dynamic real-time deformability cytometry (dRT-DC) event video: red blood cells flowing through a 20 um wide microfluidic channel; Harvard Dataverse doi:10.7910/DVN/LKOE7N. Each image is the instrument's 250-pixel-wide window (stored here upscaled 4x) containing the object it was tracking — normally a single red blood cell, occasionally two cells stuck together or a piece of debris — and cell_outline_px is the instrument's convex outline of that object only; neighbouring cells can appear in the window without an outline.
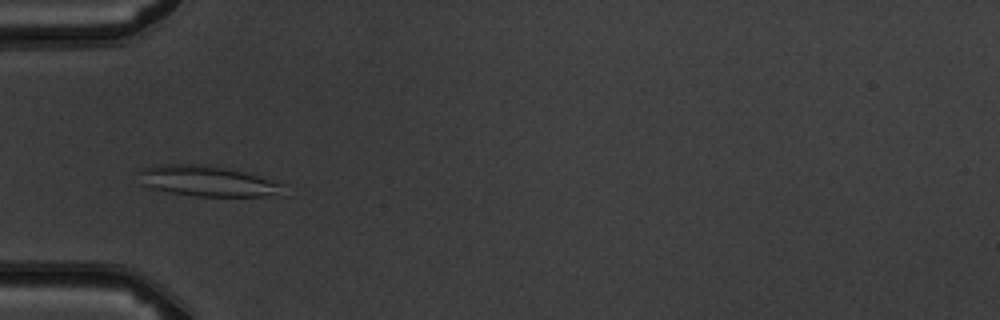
{"species": "common noctule bat (a hibernating species)", "species_latin": "Nyctalus noctula", "temperature_condition": "warm", "stored_images_in_passage": 4, "camera_frame_rate_fps": 3000, "um_per_image_px": 0.085, "animal": {"sex": "male", "body_mass_g": 19.5, "forearm_length_mm": 54.6}, "frame": {"image": 1, "passage_image": 4, "time_ms": 4.333, "image_size_px": [1000, 320], "cell_outline_px": [[284, 196], [196, 196], [172, 192], [152, 188], [140, 184], [136, 172], [144, 168], [160, 164], [212, 164], [276, 180], [284, 184]], "centroid_in_image_um": [17.68, 15.38], "position_along_channel_um": 67.3, "area_um2": 26.3}}